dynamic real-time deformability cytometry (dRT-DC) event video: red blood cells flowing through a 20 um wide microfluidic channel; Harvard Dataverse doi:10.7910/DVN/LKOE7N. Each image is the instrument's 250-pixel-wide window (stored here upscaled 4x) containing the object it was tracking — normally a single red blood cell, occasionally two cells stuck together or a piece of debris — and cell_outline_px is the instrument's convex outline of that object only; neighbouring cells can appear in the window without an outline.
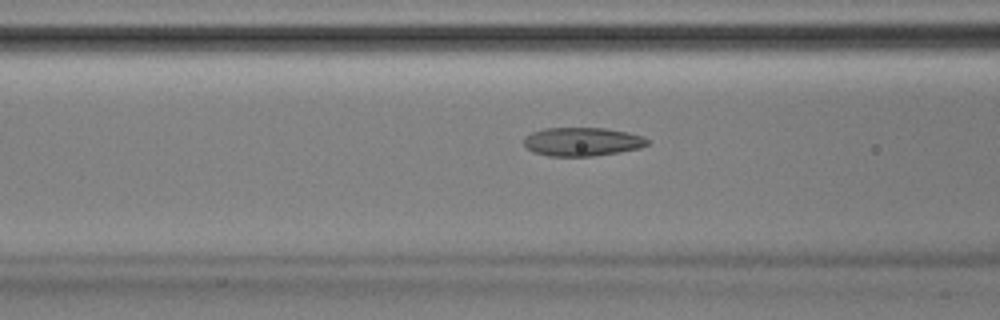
{"species": "Egyptian fruit bat (a non-hibernating species)", "species_latin": "Rousettus aegyptiacus", "temperature_condition": "room temperature", "stored_images_in_passage": 38, "camera_frame_rate_fps": 3000, "um_per_image_px": 0.085, "animal": {"sex": "male"}, "frame": {"image": 1, "passage_image": 7, "time_ms": 2.0, "image_size_px": [1000, 320], "cell_outline_px": [[648, 144], [640, 148], [620, 152], [592, 156], [548, 156], [532, 152], [524, 144], [524, 136], [532, 132], [544, 128], [604, 128], [628, 132], [644, 136], [648, 140]], "centroid_in_image_um": [49.48, 12.04], "position_along_channel_um": 117.1, "area_um2": 20.69}}
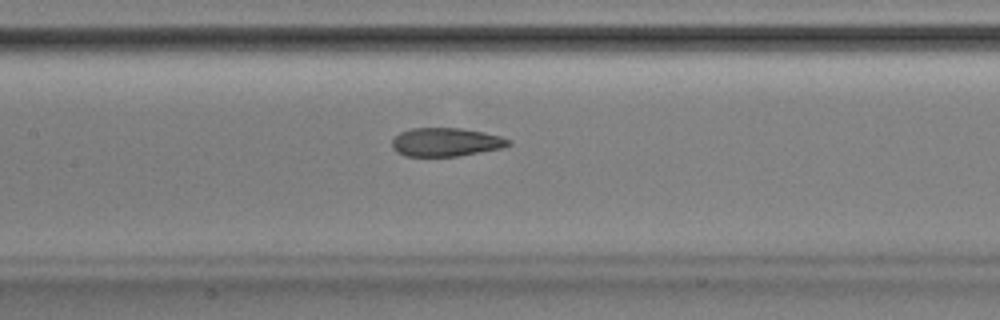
{"frame": {"image": 2, "passage_image": 11, "time_ms": 3.333, "image_size_px": [1000, 320], "cell_outline_px": [[512, 144], [500, 148], [456, 156], [404, 156], [396, 152], [392, 148], [392, 140], [400, 132], [412, 128], [460, 128], [484, 132], [500, 136], [512, 140]], "centroid_in_image_um": [37.88, 12.07], "position_along_channel_um": 169.5, "area_um2": 19.31}}
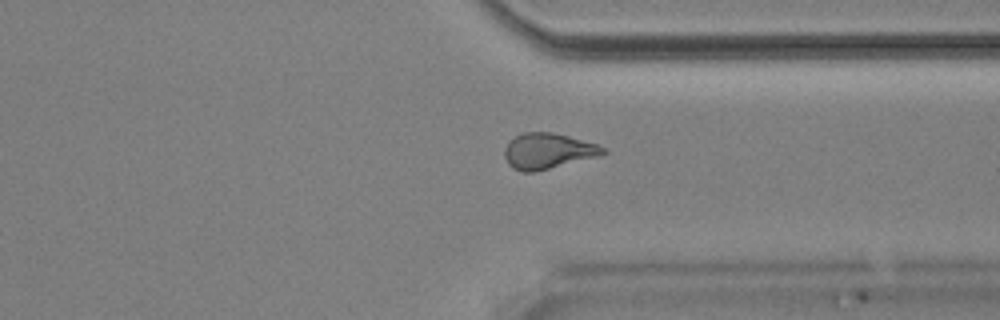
{"frame": {"image": 3, "passage_image": 26, "time_ms": 8.333, "image_size_px": [1000, 320], "cell_outline_px": [[608, 152], [600, 156], [532, 172], [524, 172], [512, 168], [508, 164], [504, 156], [504, 148], [508, 140], [524, 132], [552, 132], [568, 136], [596, 144], [604, 148]], "centroid_in_image_um": [46.54, 12.83], "position_along_channel_um": 364.9, "area_um2": 20.4}, "authors_computed_cell_mechanics": {"area_um2": 20.0855, "velocity_mm_per_s": 3.9101, "shape_relaxation_time_tau1_ms": 7.6693, "shape_relaxation_time_tau2_ms": 1.6186, "deformation_change_tau1": 0.1902, "deformation_change_tau2": 0.0813}}